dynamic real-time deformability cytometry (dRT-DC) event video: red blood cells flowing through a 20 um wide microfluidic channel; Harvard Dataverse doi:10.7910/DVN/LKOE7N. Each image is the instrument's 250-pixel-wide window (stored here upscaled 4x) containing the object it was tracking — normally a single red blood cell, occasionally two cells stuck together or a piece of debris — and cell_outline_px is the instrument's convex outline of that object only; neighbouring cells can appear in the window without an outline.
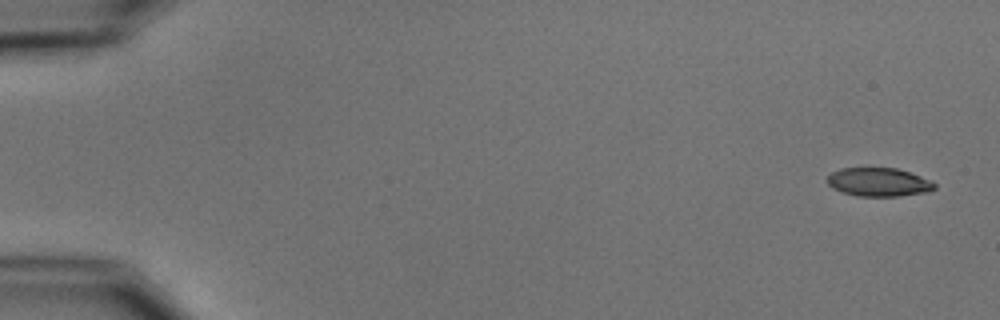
{"species": "common noctule bat (a hibernating species)", "species_latin": "Nyctalus noctula", "temperature_condition": "cold", "stored_images_in_passage": 6, "camera_frame_rate_fps": 3000, "um_per_image_px": 0.085, "animal": {"sex": "male", "body_mass_g": 15.6}, "frame": {"image": 1, "passage_image": 1, "time_ms": 0.0, "image_size_px": [1000, 320], "cell_outline_px": [[936, 188], [924, 192], [900, 196], [860, 196], [844, 192], [832, 188], [828, 184], [828, 176], [832, 172], [840, 168], [896, 168], [920, 176], [936, 184]], "centroid_in_image_um": [74.67, 15.47], "position_along_channel_um": 10.3, "area_um2": 17.57}}
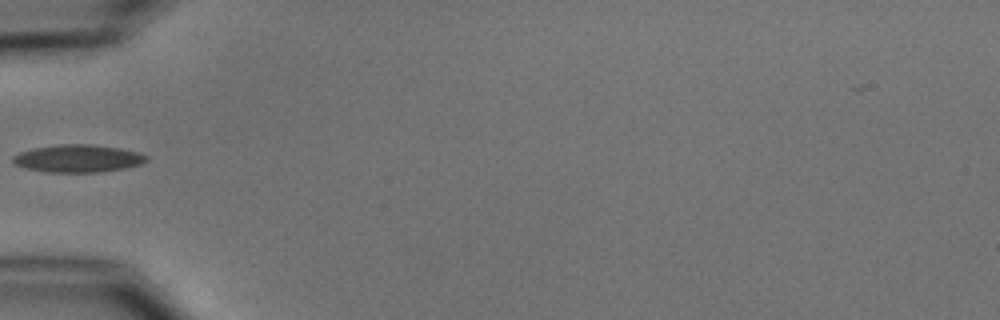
{"frame": {"image": 2, "passage_image": 5, "time_ms": 5.667, "image_size_px": [1000, 320], "cell_outline_px": [[148, 160], [140, 164], [124, 168], [100, 172], [48, 172], [28, 168], [16, 164], [12, 160], [12, 156], [20, 152], [32, 148], [60, 144], [92, 144], [120, 148], [140, 152], [148, 156]], "centroid_in_image_um": [6.66, 13.46], "position_along_channel_um": 78.3, "area_um2": 21.44}}